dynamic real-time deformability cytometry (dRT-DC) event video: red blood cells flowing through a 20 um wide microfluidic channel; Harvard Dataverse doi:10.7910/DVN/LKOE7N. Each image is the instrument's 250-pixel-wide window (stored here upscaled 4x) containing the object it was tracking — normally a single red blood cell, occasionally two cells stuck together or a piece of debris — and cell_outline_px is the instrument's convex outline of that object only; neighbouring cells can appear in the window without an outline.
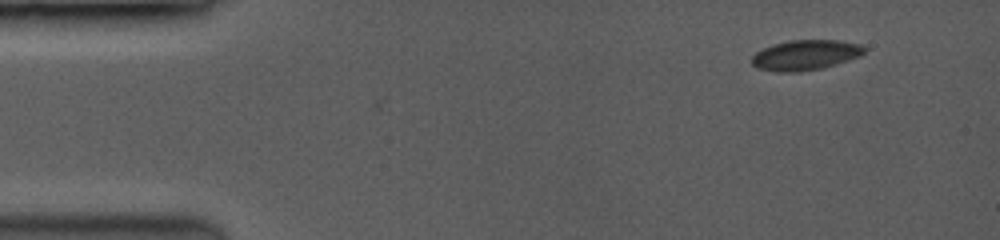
{"species": "common noctule bat (a hibernating species)", "species_latin": "Nyctalus noctula", "temperature_condition": "room temperature", "stored_images_in_passage": 4, "camera_frame_rate_fps": 3500, "um_per_image_px": 0.085, "animal": {"sex": "female", "body_mass_g": 19.0, "forearm_length_mm": 53.3}, "frame": {"image": 1, "passage_image": 1, "time_ms": 0.0, "image_size_px": [1000, 240], "cell_outline_px": [[864, 52], [856, 56], [820, 68], [788, 72], [760, 68], [752, 64], [752, 56], [756, 52], [764, 48], [776, 44], [792, 40], [836, 40], [860, 44], [864, 48]], "centroid_in_image_um": [68.42, 4.65], "position_along_channel_um": 16.6, "area_um2": 18.79}}
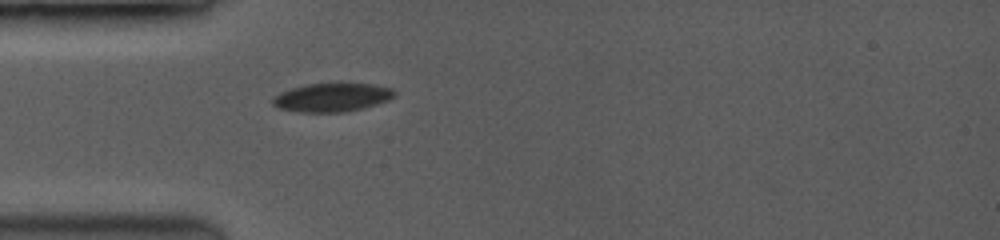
{"frame": {"image": 2, "passage_image": 4, "time_ms": 3.429, "image_size_px": [1000, 240], "cell_outline_px": [[396, 92], [388, 100], [376, 104], [360, 108], [340, 112], [304, 112], [280, 108], [272, 104], [272, 100], [276, 96], [292, 88], [308, 84], [368, 84], [392, 88]], "centroid_in_image_um": [28.23, 8.28], "position_along_channel_um": 56.8, "area_um2": 19.54}}